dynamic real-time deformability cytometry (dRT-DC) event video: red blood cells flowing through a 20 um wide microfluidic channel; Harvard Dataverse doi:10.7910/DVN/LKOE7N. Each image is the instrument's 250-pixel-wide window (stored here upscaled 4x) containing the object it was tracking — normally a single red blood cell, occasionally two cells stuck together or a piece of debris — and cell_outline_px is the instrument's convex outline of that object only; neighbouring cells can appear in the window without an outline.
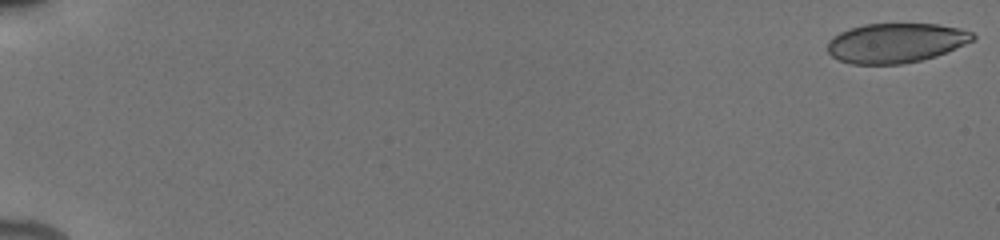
{"species": "human", "species_latin": "Homo sapiens", "temperature_condition": "cold", "stored_images_in_passage": 16, "camera_frame_rate_fps": 3000, "um_per_image_px": 0.085, "donor": {"sex": "male"}, "frame": {"image": 1, "passage_image": 1, "time_ms": 0.0, "image_size_px": [1000, 240], "cell_outline_px": [[976, 36], [972, 40], [964, 44], [936, 56], [920, 60], [900, 64], [852, 64], [840, 60], [832, 56], [828, 52], [828, 40], [832, 36], [840, 32], [864, 24], [940, 24], [960, 28], [972, 32]], "centroid_in_image_um": [76.13, 3.64], "position_along_channel_um": 8.9, "area_um2": 33.35}}
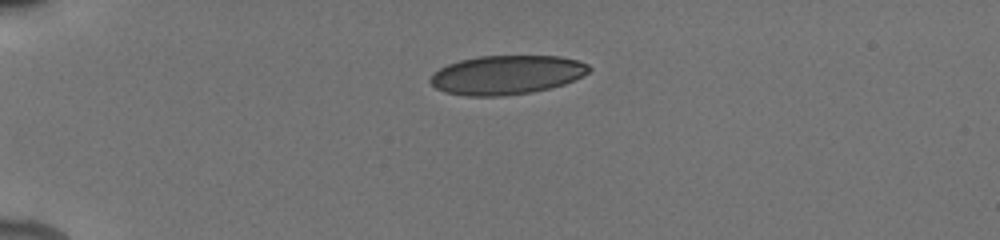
{"frame": {"image": 2, "passage_image": 11, "time_ms": 4.667, "image_size_px": [1000, 240], "cell_outline_px": [[592, 68], [588, 72], [564, 84], [532, 92], [500, 96], [468, 96], [444, 92], [436, 88], [428, 80], [440, 68], [448, 64], [460, 60], [480, 56], [560, 56], [576, 60], [588, 64]], "centroid_in_image_um": [43.05, 6.36], "position_along_channel_um": 42.0, "area_um2": 35.84}}
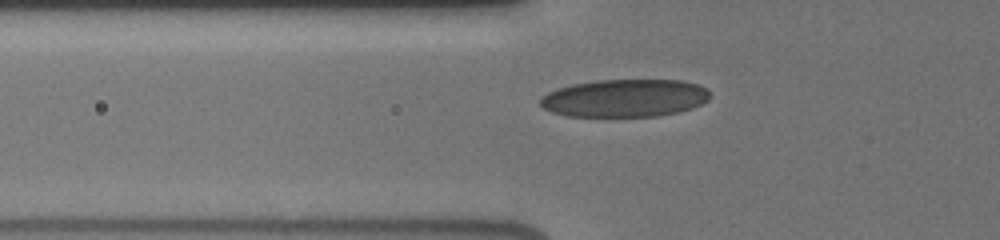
{"frame": {"image": 3, "passage_image": 15, "time_ms": 6.667, "image_size_px": [1000, 240], "cell_outline_px": [[712, 96], [708, 100], [692, 108], [680, 112], [656, 116], [568, 116], [552, 112], [544, 108], [540, 104], [540, 96], [556, 88], [572, 84], [596, 80], [680, 80], [696, 84], [708, 88]], "centroid_in_image_um": [53.11, 8.33], "position_along_channel_um": 72.7, "area_um2": 37.57}}